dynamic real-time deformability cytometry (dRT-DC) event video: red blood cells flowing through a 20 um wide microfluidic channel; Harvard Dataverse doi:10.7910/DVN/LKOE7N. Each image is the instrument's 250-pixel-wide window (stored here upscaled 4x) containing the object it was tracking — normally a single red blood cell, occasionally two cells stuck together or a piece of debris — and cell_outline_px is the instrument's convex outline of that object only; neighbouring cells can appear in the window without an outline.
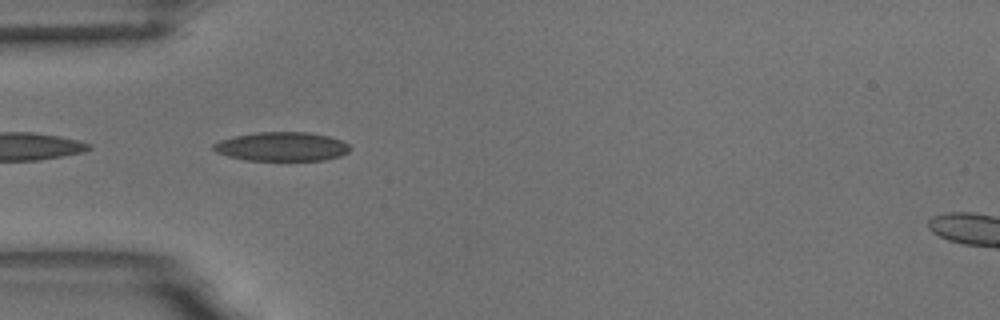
{"species": "common noctule bat (a hibernating species)", "species_latin": "Nyctalus noctula", "temperature_condition": "room temperature", "stored_images_in_passage": 6, "camera_frame_rate_fps": 3000, "um_per_image_px": 0.085, "animal": {"sex": "male", "body_mass_g": 18.8}, "frame": {"image": 1, "passage_image": 2, "time_ms": 0.333, "image_size_px": [1000, 320], "cell_outline_px": [[352, 148], [348, 152], [340, 156], [324, 160], [244, 160], [228, 156], [216, 152], [212, 148], [212, 144], [220, 140], [232, 136], [256, 132], [308, 132], [328, 136], [340, 140], [348, 144]], "centroid_in_image_um": [23.93, 12.45], "position_along_channel_um": 61.1, "area_um2": 23.18}}